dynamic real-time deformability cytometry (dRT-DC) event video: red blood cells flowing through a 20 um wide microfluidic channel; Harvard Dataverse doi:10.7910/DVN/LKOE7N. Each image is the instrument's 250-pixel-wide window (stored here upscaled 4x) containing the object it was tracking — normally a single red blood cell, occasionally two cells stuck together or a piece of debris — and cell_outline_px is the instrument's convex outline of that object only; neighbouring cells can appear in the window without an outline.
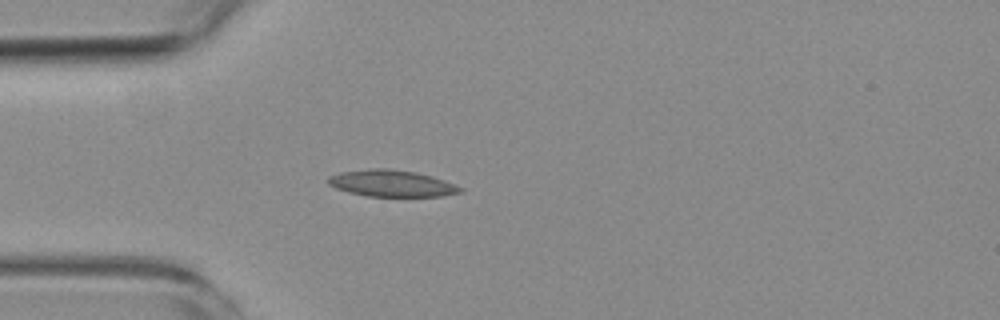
{"species": "common noctule bat (a hibernating species)", "species_latin": "Nyctalus noctula", "temperature_condition": "room temperature", "stored_images_in_passage": 3, "camera_frame_rate_fps": 3000, "um_per_image_px": 0.085, "animal": {"sex": "female", "body_mass_g": 19.3, "forearm_length_mm": 54.1}, "frame": {"image": 1, "passage_image": 3, "time_ms": 2.667, "image_size_px": [1000, 320], "cell_outline_px": [[464, 192], [444, 196], [368, 196], [348, 192], [336, 188], [328, 184], [328, 176], [340, 172], [372, 168], [388, 168], [416, 172], [432, 176], [444, 180], [464, 188]], "centroid_in_image_um": [33.31, 15.58], "position_along_channel_um": 51.7, "area_um2": 20.58}}